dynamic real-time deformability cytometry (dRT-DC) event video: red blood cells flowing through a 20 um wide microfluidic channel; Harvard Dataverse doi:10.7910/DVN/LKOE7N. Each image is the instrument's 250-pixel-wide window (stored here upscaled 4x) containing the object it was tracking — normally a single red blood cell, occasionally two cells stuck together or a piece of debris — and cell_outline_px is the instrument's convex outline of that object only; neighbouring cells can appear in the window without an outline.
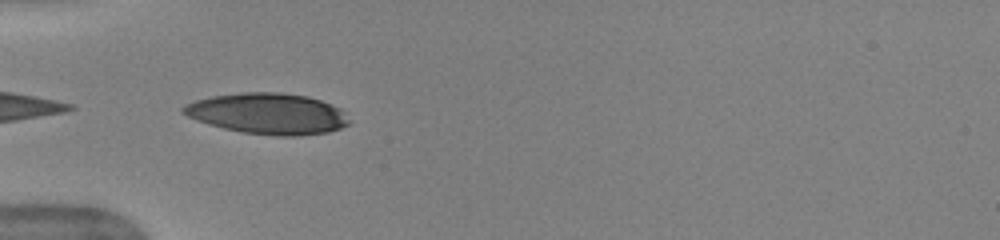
{"species": "human", "species_latin": "Homo sapiens", "temperature_condition": "warm", "stored_images_in_passage": 19, "camera_frame_rate_fps": 3000, "um_per_image_px": 0.085, "donor": {"sex": "female"}, "frame": {"image": 1, "passage_image": 1, "time_ms": 0.0, "image_size_px": [1000, 240], "cell_outline_px": [[352, 120], [348, 124], [340, 128], [328, 132], [300, 136], [276, 136], [240, 132], [208, 124], [196, 120], [180, 112], [180, 108], [184, 104], [196, 100], [212, 96], [244, 92], [280, 92], [308, 96], [332, 104], [340, 108]], "centroid_in_image_um": [22.77, 9.66], "position_along_channel_um": 62.2, "area_um2": 39.94}}
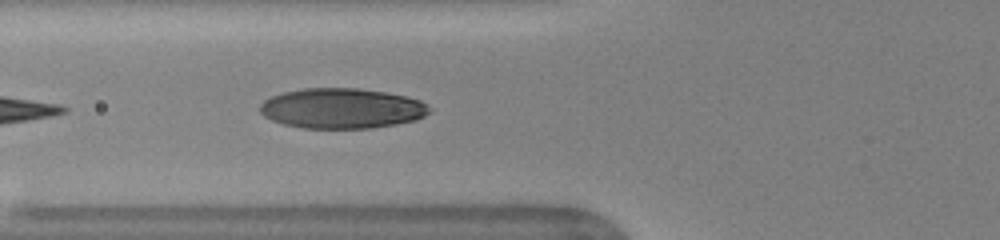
{"frame": {"image": 2, "passage_image": 4, "time_ms": 1.0, "image_size_px": [1000, 240], "cell_outline_px": [[432, 108], [424, 116], [416, 120], [396, 124], [372, 128], [304, 128], [284, 124], [272, 120], [264, 116], [260, 112], [260, 104], [264, 100], [272, 96], [284, 92], [304, 88], [356, 88], [384, 92], [408, 96], [420, 100], [428, 104]], "centroid_in_image_um": [29.08, 9.21], "position_along_channel_um": 96.7, "area_um2": 39.77}}